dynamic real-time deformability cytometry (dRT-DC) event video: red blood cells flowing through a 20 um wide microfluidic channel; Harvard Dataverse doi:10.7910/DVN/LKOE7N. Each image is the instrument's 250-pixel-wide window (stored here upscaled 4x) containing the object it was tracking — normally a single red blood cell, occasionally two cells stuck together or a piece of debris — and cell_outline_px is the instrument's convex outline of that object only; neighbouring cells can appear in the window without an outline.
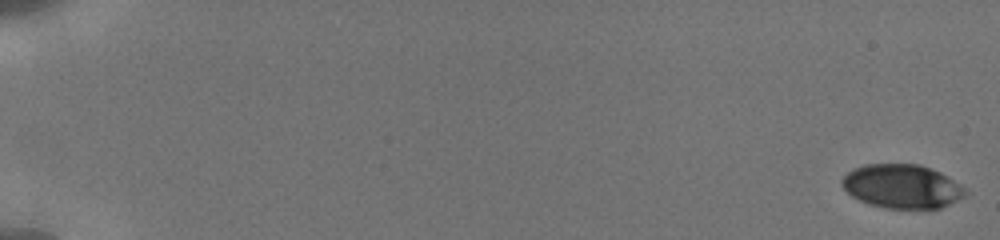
{"species": "human", "species_latin": "Homo sapiens", "temperature_condition": "cold", "stored_images_in_passage": 19, "camera_frame_rate_fps": 3000, "um_per_image_px": 0.085, "donor": {"sex": "male"}, "frame": {"image": 1, "passage_image": 1, "time_ms": 0.0, "image_size_px": [1000, 240], "cell_outline_px": [[968, 192], [964, 196], [940, 208], [884, 208], [868, 204], [852, 196], [840, 184], [840, 180], [848, 172], [864, 164], [920, 164], [940, 172], [948, 176], [960, 184]], "centroid_in_image_um": [76.66, 15.83], "position_along_channel_um": 8.3, "area_um2": 31.44}}
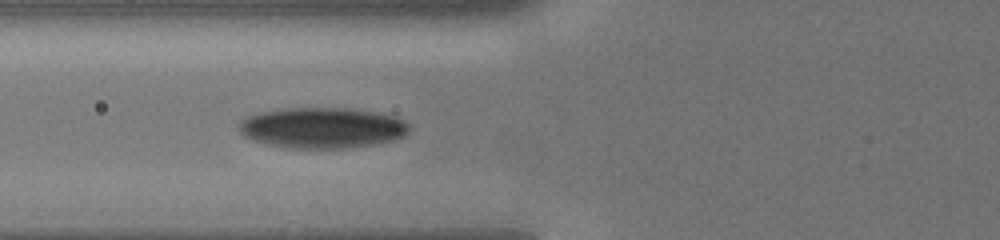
{"frame": {"image": 2, "passage_image": 16, "time_ms": 7.667, "image_size_px": [1000, 240], "cell_outline_px": [[408, 132], [404, 136], [392, 140], [352, 148], [284, 148], [252, 140], [244, 136], [240, 132], [236, 124], [240, 120], [256, 112], [288, 108], [348, 108], [372, 112], [392, 116], [404, 120], [408, 124]], "centroid_in_image_um": [27.32, 10.87], "position_along_channel_um": 98.5, "area_um2": 40.52}}
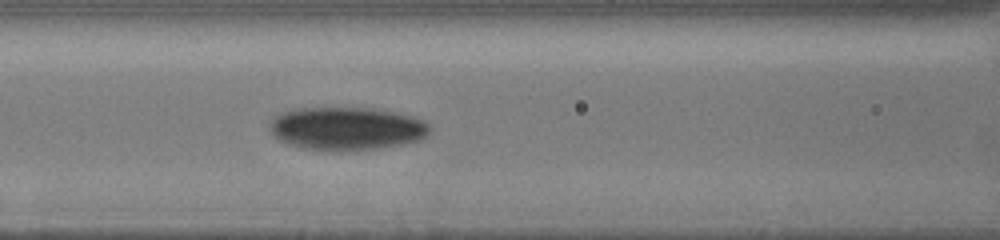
{"frame": {"image": 3, "passage_image": 19, "time_ms": 8.667, "image_size_px": [1000, 240], "cell_outline_px": [[432, 128], [428, 136], [404, 144], [380, 148], [340, 152], [328, 152], [300, 148], [288, 144], [280, 140], [268, 128], [268, 124], [276, 116], [292, 108], [376, 108], [396, 112], [412, 116], [424, 120], [432, 124]], "centroid_in_image_um": [29.49, 10.94], "position_along_channel_um": 137.1, "area_um2": 40.98}}